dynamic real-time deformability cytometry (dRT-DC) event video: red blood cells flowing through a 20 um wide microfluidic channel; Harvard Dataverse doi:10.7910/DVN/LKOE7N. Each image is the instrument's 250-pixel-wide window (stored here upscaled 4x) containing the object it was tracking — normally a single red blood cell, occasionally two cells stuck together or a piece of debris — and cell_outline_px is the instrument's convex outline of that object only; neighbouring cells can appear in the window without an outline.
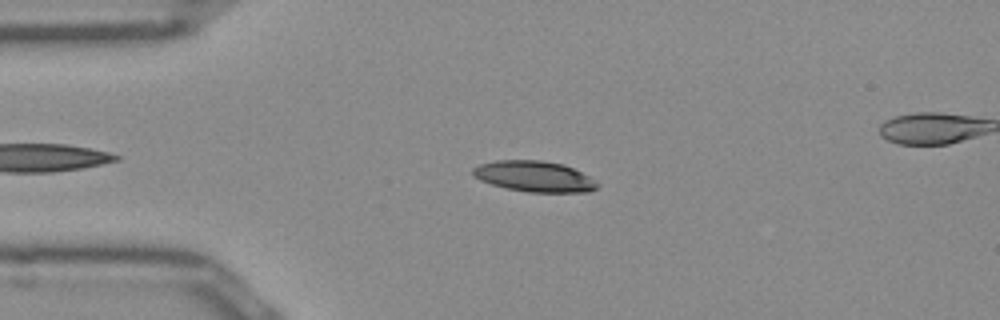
{"species": "Egyptian fruit bat (a non-hibernating species)", "species_latin": "Rousettus aegyptiacus", "temperature_condition": "room temperature", "stored_images_in_passage": 52, "camera_frame_rate_fps": 3000, "um_per_image_px": 0.085, "frame": {"image": 1, "passage_image": 12, "time_ms": 3.667, "image_size_px": [1000, 320], "cell_outline_px": [[600, 184], [596, 188], [588, 192], [528, 192], [508, 188], [492, 184], [480, 180], [472, 172], [472, 168], [480, 164], [496, 160], [540, 160], [564, 164], [596, 180]], "centroid_in_image_um": [45.44, 14.99], "position_along_channel_um": 39.6, "area_um2": 22.2}}
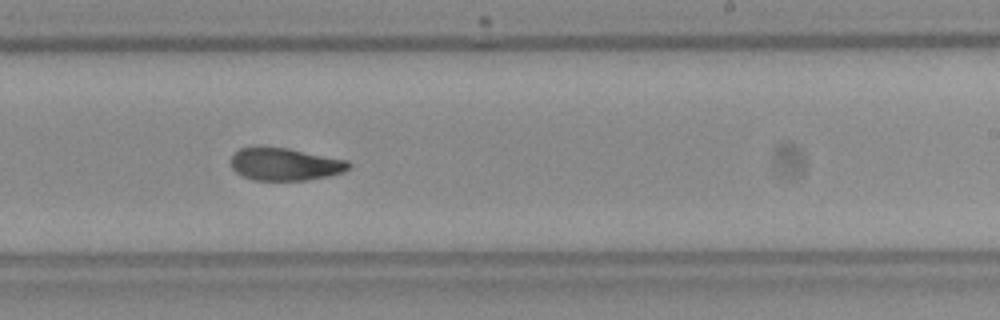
{"frame": {"image": 2, "passage_image": 31, "time_ms": 10.0, "image_size_px": [1000, 320], "cell_outline_px": [[352, 164], [344, 172], [328, 176], [304, 180], [256, 180], [244, 176], [236, 172], [232, 168], [232, 156], [240, 148], [288, 148], [348, 160]], "centroid_in_image_um": [24.27, 13.97], "position_along_channel_um": 264.7, "area_um2": 21.96}}
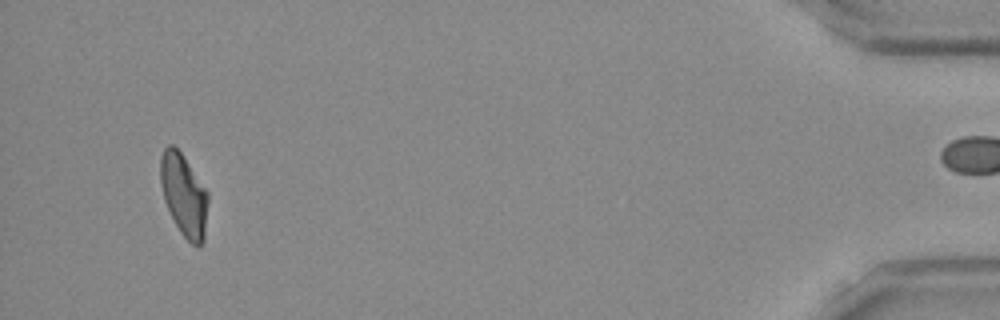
{"frame": {"image": 3, "passage_image": 49, "time_ms": 16.0, "image_size_px": [1000, 320], "cell_outline_px": [[208, 200], [204, 240], [200, 244], [192, 244], [180, 232], [164, 200], [160, 184], [160, 156], [164, 148], [168, 144], [172, 144], [180, 152], [208, 192]], "centroid_in_image_um": [15.61, 16.55], "position_along_channel_um": 419.6, "area_um2": 22.48}, "authors_computed_cell_mechanics": {"area_um2": 22.6865, "velocity_mm_per_s": 3.9382, "shape_relaxation_time_tau1_ms": 6.1836, "shape_relaxation_time_tau2_ms": 2.4605, "deformation_change_tau1": 0.1791, "deformation_change_tau2": 0.0838}}